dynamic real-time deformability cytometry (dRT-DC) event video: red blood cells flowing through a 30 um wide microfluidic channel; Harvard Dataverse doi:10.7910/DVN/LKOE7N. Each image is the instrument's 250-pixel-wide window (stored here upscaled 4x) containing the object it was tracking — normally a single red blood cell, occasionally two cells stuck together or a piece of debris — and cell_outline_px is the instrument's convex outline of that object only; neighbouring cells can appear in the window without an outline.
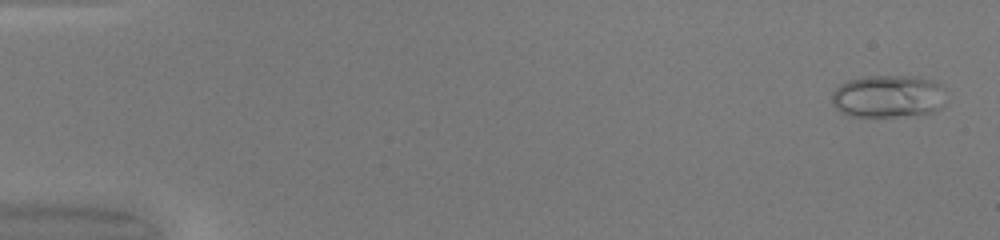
{"species": "common noctule bat (a hibernating species)", "species_latin": "Nyctalus noctula", "temperature_condition": "warm", "stored_images_in_passage": 49, "camera_frame_rate_fps": 3000, "um_per_image_px": 0.085, "animal": {"sex": "female", "body_mass_g": 20.0, "forearm_length_mm": 54.0}, "frame": {"image": 1, "passage_image": 2, "time_ms": 0.333, "image_size_px": [1000, 240], "cell_outline_px": [[944, 108], [932, 112], [896, 116], [852, 116], [840, 112], [832, 104], [832, 92], [840, 84], [848, 80], [864, 76], [916, 76], [936, 80], [944, 88]], "centroid_in_image_um": [75.52, 8.17], "position_along_channel_um": 9.5, "area_um2": 28.67}}
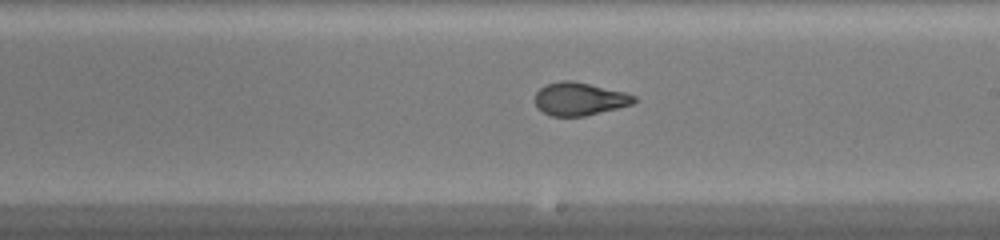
{"frame": {"image": 2, "passage_image": 29, "time_ms": 9.333, "image_size_px": [1000, 240], "cell_outline_px": [[640, 100], [632, 104], [584, 116], [552, 116], [544, 112], [536, 104], [536, 92], [544, 84], [560, 80], [572, 80], [624, 92], [636, 96]], "centroid_in_image_um": [49.27, 8.39], "position_along_channel_um": 239.7, "area_um2": 18.9}}
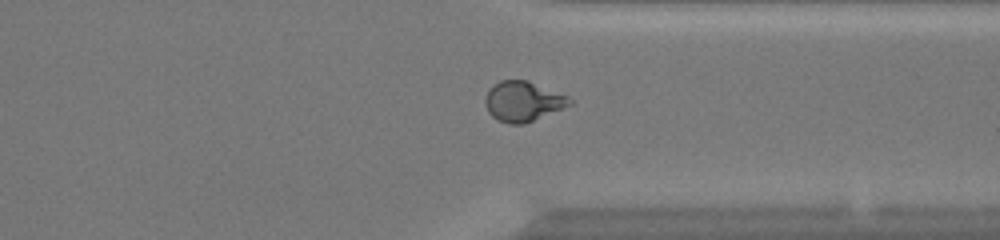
{"frame": {"image": 3, "passage_image": 38, "time_ms": 12.333, "image_size_px": [1000, 240], "cell_outline_px": [[572, 104], [564, 108], [524, 124], [508, 124], [492, 116], [488, 112], [484, 104], [484, 100], [488, 92], [500, 80], [528, 80], [568, 96], [572, 100]], "centroid_in_image_um": [44.47, 8.62], "position_along_channel_um": 366.9, "area_um2": 19.59}, "authors_computed_cell_mechanics": {"area_um2": 20.7502, "velocity_mm_per_s": 4.2466, "shape_relaxation_time_tau1_ms": null, "shape_relaxation_time_tau2_ms": 0.6604, "deformation_change_tau1": null, "deformation_change_tau2": 0.067}}